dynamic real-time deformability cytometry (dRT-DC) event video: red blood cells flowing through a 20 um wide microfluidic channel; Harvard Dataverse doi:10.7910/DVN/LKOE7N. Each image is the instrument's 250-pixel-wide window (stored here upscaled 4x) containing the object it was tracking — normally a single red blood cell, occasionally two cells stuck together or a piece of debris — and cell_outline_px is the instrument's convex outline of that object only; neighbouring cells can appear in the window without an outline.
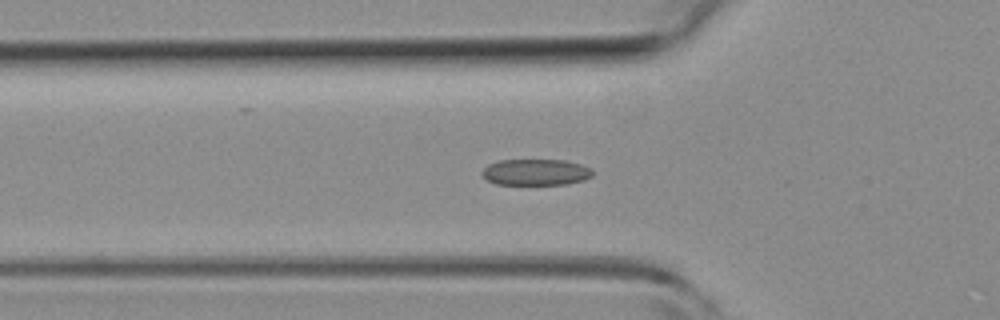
{"species": "common noctule bat (a hibernating species)", "species_latin": "Nyctalus noctula", "temperature_condition": "room temperature", "stored_images_in_passage": 45, "camera_frame_rate_fps": 3000, "um_per_image_px": 0.085, "animal": {"sex": "female", "body_mass_g": 19.3, "forearm_length_mm": 54.1}, "frame": {"image": 1, "passage_image": 12, "time_ms": 3.667, "image_size_px": [1000, 320], "cell_outline_px": [[592, 176], [584, 180], [568, 184], [496, 184], [488, 180], [480, 172], [488, 164], [500, 160], [564, 160], [580, 164], [592, 168]], "centroid_in_image_um": [45.55, 14.63], "position_along_channel_um": 80.2, "area_um2": 16.88}}
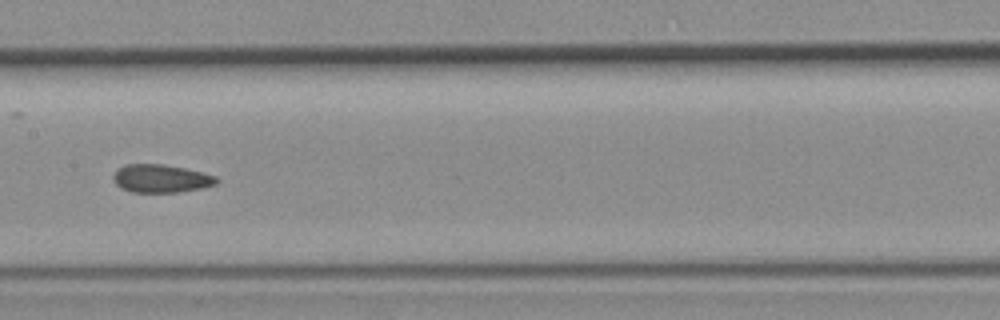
{"frame": {"image": 2, "passage_image": 20, "time_ms": 6.333, "image_size_px": [1000, 320], "cell_outline_px": [[220, 180], [216, 184], [200, 188], [176, 192], [132, 192], [120, 188], [112, 180], [112, 176], [124, 164], [164, 164], [204, 172], [216, 176]], "centroid_in_image_um": [13.68, 15.17], "position_along_channel_um": 193.7, "area_um2": 16.94}}
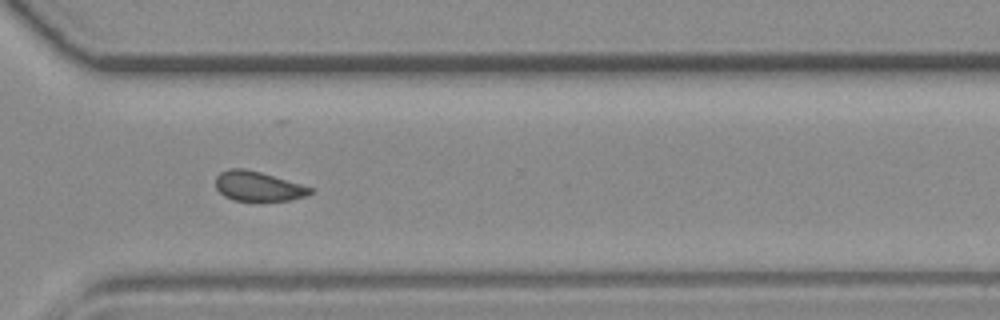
{"frame": {"image": 3, "passage_image": 31, "time_ms": 10.0, "image_size_px": [1000, 320], "cell_outline_px": [[312, 192], [304, 196], [288, 200], [232, 200], [224, 196], [216, 188], [216, 176], [220, 172], [228, 168], [244, 168], [260, 172], [300, 184], [312, 188]], "centroid_in_image_um": [21.87, 15.82], "position_along_channel_um": 348.7, "area_um2": 16.07}, "authors_computed_cell_mechanics": {"area_um2": 17.2822, "velocity_mm_per_s": 4.2258, "shape_relaxation_time_tau1_ms": null, "shape_relaxation_time_tau2_ms": 1.9011, "deformation_change_tau1": null, "deformation_change_tau2": 0.0867}}